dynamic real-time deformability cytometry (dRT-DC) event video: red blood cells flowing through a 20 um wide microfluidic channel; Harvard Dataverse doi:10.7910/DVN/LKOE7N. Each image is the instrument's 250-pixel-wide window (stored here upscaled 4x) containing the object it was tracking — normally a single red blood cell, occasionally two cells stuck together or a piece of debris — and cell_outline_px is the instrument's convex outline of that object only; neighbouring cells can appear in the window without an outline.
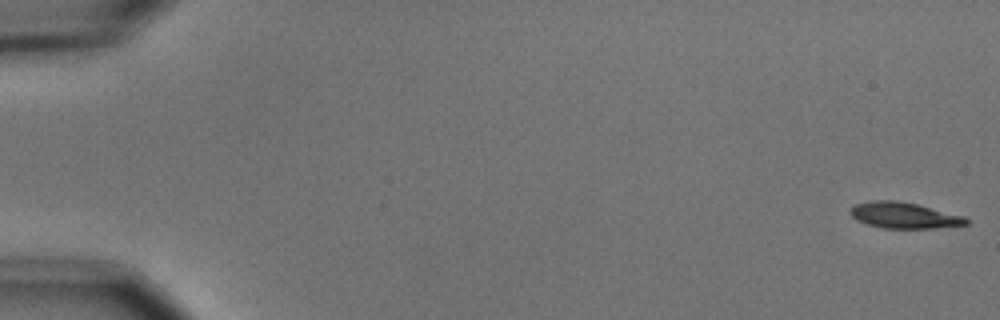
{"species": "common noctule bat (a hibernating species)", "species_latin": "Nyctalus noctula", "temperature_condition": "cold", "stored_images_in_passage": 9, "camera_frame_rate_fps": 3000, "um_per_image_px": 0.085, "animal": {"sex": "male", "body_mass_g": 15.6}, "frame": {"image": 1, "passage_image": 1, "time_ms": 0.0, "image_size_px": [1000, 320], "cell_outline_px": [[968, 224], [932, 228], [884, 228], [868, 224], [856, 220], [848, 212], [848, 208], [856, 204], [872, 200], [896, 200], [916, 204], [964, 216], [968, 220]], "centroid_in_image_um": [76.78, 18.29], "position_along_channel_um": 8.2, "area_um2": 17.46}}
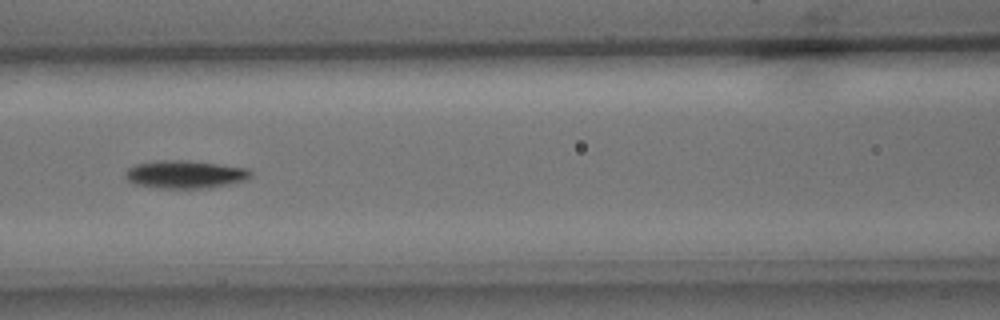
{"frame": {"image": 2, "passage_image": 7, "time_ms": 8.0, "image_size_px": [1000, 320], "cell_outline_px": [[252, 176], [244, 180], [212, 188], [160, 188], [132, 184], [124, 176], [124, 172], [128, 168], [136, 164], [156, 160], [188, 160], [248, 168], [252, 172]], "centroid_in_image_um": [15.71, 14.82], "position_along_channel_um": 150.9, "area_um2": 20.58}}
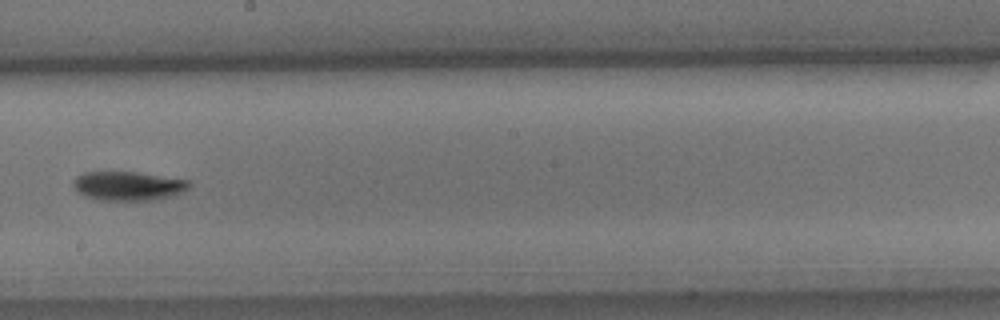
{"frame": {"image": 3, "passage_image": 9, "time_ms": 10.333, "image_size_px": [1000, 320], "cell_outline_px": [[192, 184], [184, 192], [176, 196], [156, 200], [96, 200], [84, 196], [72, 184], [76, 176], [84, 172], [132, 172], [188, 180]], "centroid_in_image_um": [10.92, 15.82], "position_along_channel_um": 237.3, "area_um2": 19.65}}